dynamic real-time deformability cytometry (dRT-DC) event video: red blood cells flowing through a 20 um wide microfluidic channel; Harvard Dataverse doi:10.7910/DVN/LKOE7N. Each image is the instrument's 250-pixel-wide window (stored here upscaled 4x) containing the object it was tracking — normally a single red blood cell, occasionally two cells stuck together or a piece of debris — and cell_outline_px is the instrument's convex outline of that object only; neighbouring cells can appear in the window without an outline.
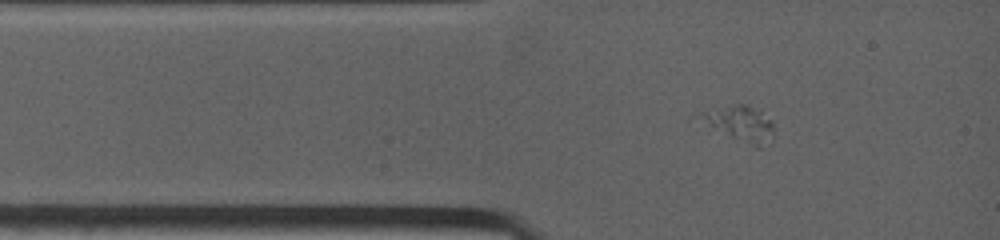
{"species": "common noctule bat (a hibernating species)", "species_latin": "Nyctalus noctula", "temperature_condition": "warm", "stored_images_in_passage": 22, "camera_frame_rate_fps": 4500, "um_per_image_px": 0.085, "animal": {"sex": "female", "body_mass_g": 19.0, "forearm_length_mm": 53.3}, "frame": {"image": 1, "passage_image": 1, "time_ms": 0.0, "image_size_px": [1000, 240], "cell_outline_px": [[772, 140], [760, 148], [756, 148], [732, 136], [696, 116], [700, 112], [732, 104], [748, 104], [772, 120]], "centroid_in_image_um": [62.99, 10.49], "position_along_channel_um": 22.0, "area_um2": 14.45}}
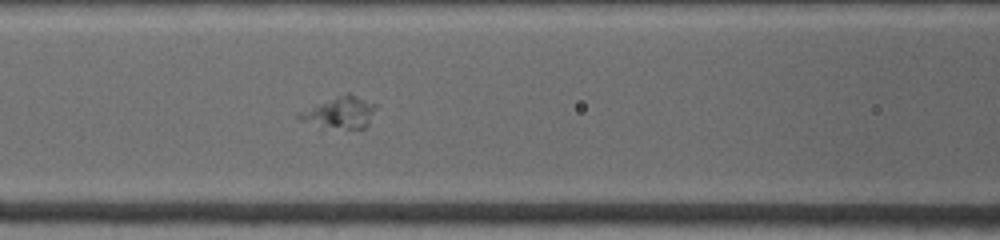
{"frame": {"image": 2, "passage_image": 10, "time_ms": 3.333, "image_size_px": [1000, 240], "cell_outline_px": [[376, 108], [368, 124], [364, 128], [320, 128], [300, 120], [296, 116], [296, 112], [312, 104], [348, 92], [376, 104]], "centroid_in_image_um": [28.81, 9.56], "position_along_channel_um": 137.8, "area_um2": 14.57}}
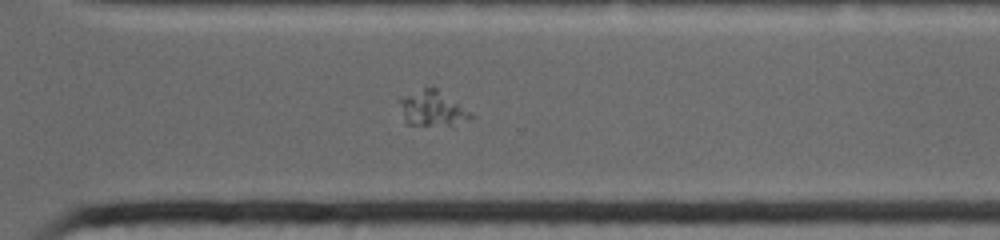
{"frame": {"image": 3, "passage_image": 22, "time_ms": 8.444, "image_size_px": [1000, 240], "cell_outline_px": [[476, 116], [472, 120], [452, 128], [408, 124], [404, 120], [396, 100], [400, 96], [424, 88], [436, 88], [472, 112]], "centroid_in_image_um": [36.79, 9.29], "position_along_channel_um": 333.8, "area_um2": 15.55}}